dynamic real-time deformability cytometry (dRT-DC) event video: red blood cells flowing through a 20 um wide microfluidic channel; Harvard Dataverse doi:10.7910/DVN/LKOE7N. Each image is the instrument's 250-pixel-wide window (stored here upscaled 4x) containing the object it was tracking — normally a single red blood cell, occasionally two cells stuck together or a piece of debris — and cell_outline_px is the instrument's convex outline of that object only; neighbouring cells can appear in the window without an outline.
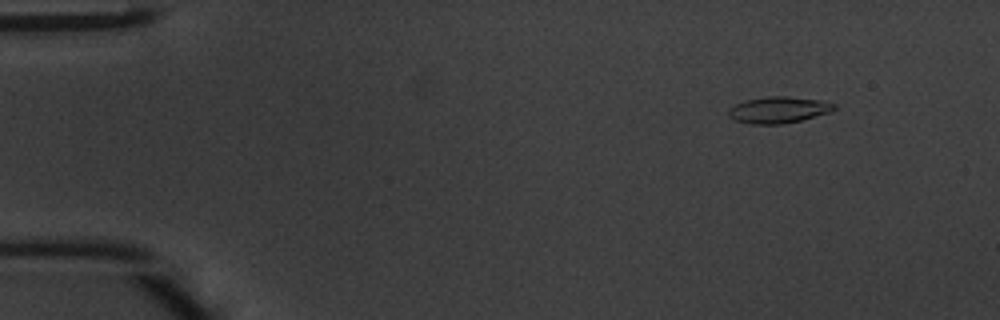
{"species": "common noctule bat (a hibernating species)", "species_latin": "Nyctalus noctula", "temperature_condition": "warm", "stored_images_in_passage": 44, "camera_frame_rate_fps": 3000, "um_per_image_px": 0.085, "animal": {"sex": "male", "body_mass_g": 20.1, "forearm_length_mm": 53.5}, "frame": {"image": 1, "passage_image": 2, "time_ms": 0.333, "image_size_px": [1000, 320], "cell_outline_px": [[836, 108], [828, 112], [800, 120], [780, 124], [752, 124], [736, 120], [728, 116], [728, 108], [744, 100], [768, 96], [788, 96], [820, 100], [836, 104]], "centroid_in_image_um": [66.14, 9.32], "position_along_channel_um": 18.9, "area_um2": 16.13}}
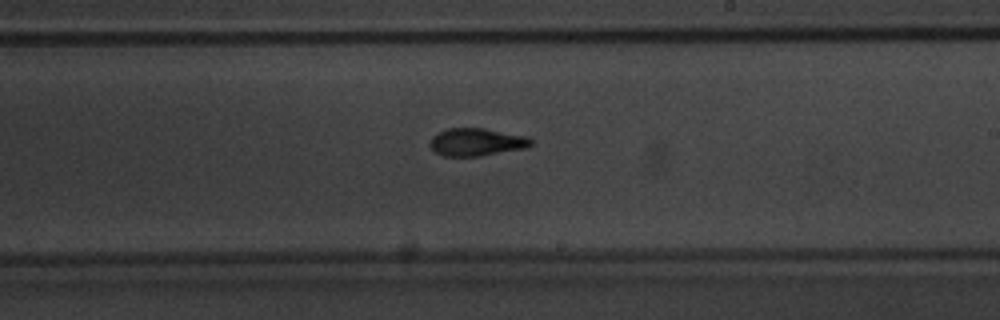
{"frame": {"image": 2, "passage_image": 25, "time_ms": 8.0, "image_size_px": [1000, 320], "cell_outline_px": [[532, 144], [528, 148], [480, 156], [444, 156], [436, 152], [428, 144], [432, 136], [436, 132], [448, 128], [484, 128], [528, 136], [532, 140]], "centroid_in_image_um": [40.51, 12.07], "position_along_channel_um": 248.5, "area_um2": 16.53}}
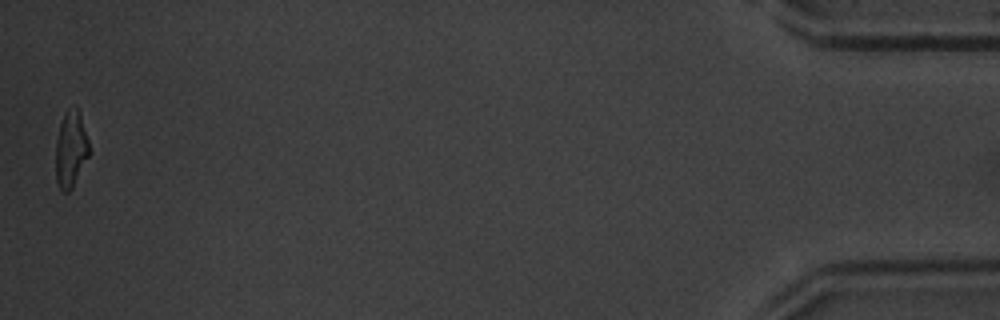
{"frame": {"image": 3, "passage_image": 44, "time_ms": 14.333, "image_size_px": [1000, 320], "cell_outline_px": [[88, 156], [72, 188], [68, 192], [64, 192], [60, 188], [56, 180], [56, 140], [60, 124], [64, 112], [76, 104], [80, 112], [88, 140]], "centroid_in_image_um": [6.01, 12.64], "position_along_channel_um": 429.2, "area_um2": 14.74}, "authors_computed_cell_mechanics": {"area_um2": 16.0106, "velocity_mm_per_s": 4.2693, "shape_relaxation_time_tau1_ms": 3.0761, "shape_relaxation_time_tau2_ms": 2.0427, "deformation_change_tau1": 0.1981, "deformation_change_tau2": 0.0957}}